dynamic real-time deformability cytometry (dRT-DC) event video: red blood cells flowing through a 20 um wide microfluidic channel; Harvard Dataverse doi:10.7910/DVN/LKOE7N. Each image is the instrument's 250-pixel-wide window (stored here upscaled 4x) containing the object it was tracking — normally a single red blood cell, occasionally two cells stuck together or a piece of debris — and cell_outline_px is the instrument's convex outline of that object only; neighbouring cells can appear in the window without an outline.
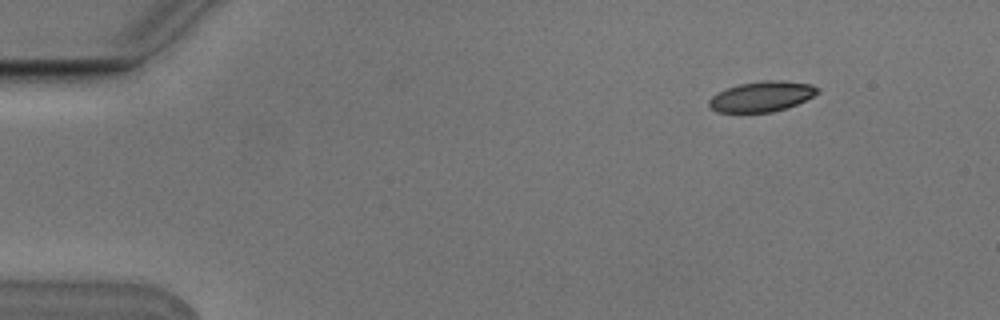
{"species": "Egyptian fruit bat (a non-hibernating species)", "species_latin": "Rousettus aegyptiacus", "temperature_condition": "cold", "stored_images_in_passage": 4, "camera_frame_rate_fps": 3000, "um_per_image_px": 0.085, "animal": {"sex": "male"}, "frame": {"image": 1, "passage_image": 1, "time_ms": 0.0, "image_size_px": [1000, 320], "cell_outline_px": [[820, 92], [788, 108], [772, 112], [716, 112], [708, 104], [708, 100], [712, 96], [728, 88], [740, 84], [764, 80], [776, 80], [812, 84], [820, 88]], "centroid_in_image_um": [64.77, 8.2], "position_along_channel_um": 20.2, "area_um2": 19.02}}